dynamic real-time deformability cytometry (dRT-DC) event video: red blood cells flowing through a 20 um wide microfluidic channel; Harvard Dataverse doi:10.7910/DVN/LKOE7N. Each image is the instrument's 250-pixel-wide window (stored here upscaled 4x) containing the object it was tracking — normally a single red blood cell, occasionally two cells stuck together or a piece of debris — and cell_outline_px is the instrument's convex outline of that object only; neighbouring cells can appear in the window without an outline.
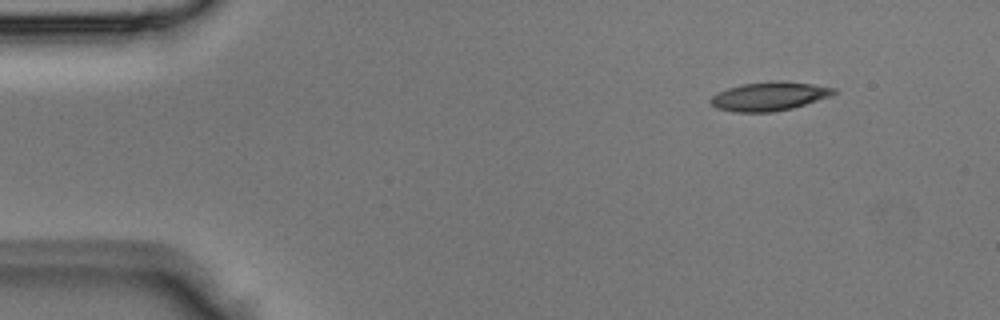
{"species": "Egyptian fruit bat (a non-hibernating species)", "species_latin": "Rousettus aegyptiacus", "temperature_condition": "room temperature", "stored_images_in_passage": 3, "camera_frame_rate_fps": 3000, "um_per_image_px": 0.085, "animal": {"sex": "male"}, "frame": {"image": 1, "passage_image": 1, "time_ms": 0.0, "image_size_px": [1000, 320], "cell_outline_px": [[836, 92], [832, 96], [792, 108], [772, 112], [732, 112], [716, 108], [708, 100], [712, 96], [728, 88], [744, 84], [768, 80], [772, 80], [812, 84], [836, 88]], "centroid_in_image_um": [65.39, 8.19], "position_along_channel_um": 19.6, "area_um2": 20.63}}
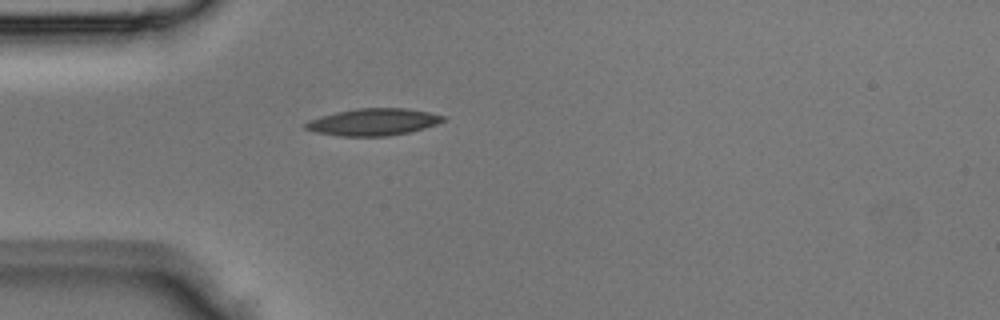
{"frame": {"image": 2, "passage_image": 3, "time_ms": 0.667, "image_size_px": [1000, 320], "cell_outline_px": [[448, 120], [424, 128], [408, 132], [388, 136], [340, 136], [316, 132], [304, 128], [304, 124], [308, 120], [320, 116], [336, 112], [356, 108], [404, 108], [428, 112], [448, 116]], "centroid_in_image_um": [31.75, 10.36], "position_along_channel_um": 53.3, "area_um2": 21.73}}